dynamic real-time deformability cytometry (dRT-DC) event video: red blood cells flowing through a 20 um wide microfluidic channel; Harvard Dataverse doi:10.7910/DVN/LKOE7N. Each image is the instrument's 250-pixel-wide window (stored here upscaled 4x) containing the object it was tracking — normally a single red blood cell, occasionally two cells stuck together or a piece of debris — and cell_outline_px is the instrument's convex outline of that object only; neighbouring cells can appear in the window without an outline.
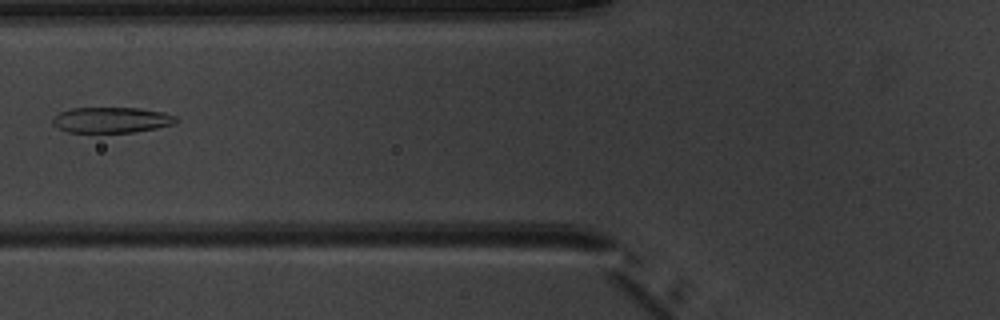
{"species": "common noctule bat (a hibernating species)", "species_latin": "Nyctalus noctula", "temperature_condition": "warm", "stored_images_in_passage": 7, "camera_frame_rate_fps": 3000, "um_per_image_px": 0.085, "animal": {"sex": "male", "body_mass_g": 20.1, "forearm_length_mm": 53.5}, "frame": {"image": 1, "passage_image": 6, "time_ms": 7.0, "image_size_px": [1000, 320], "cell_outline_px": [[176, 124], [156, 128], [132, 132], [68, 132], [52, 124], [52, 120], [60, 112], [72, 108], [140, 108], [164, 112], [176, 116]], "centroid_in_image_um": [9.5, 10.19], "position_along_channel_um": 116.3, "area_um2": 18.32}}
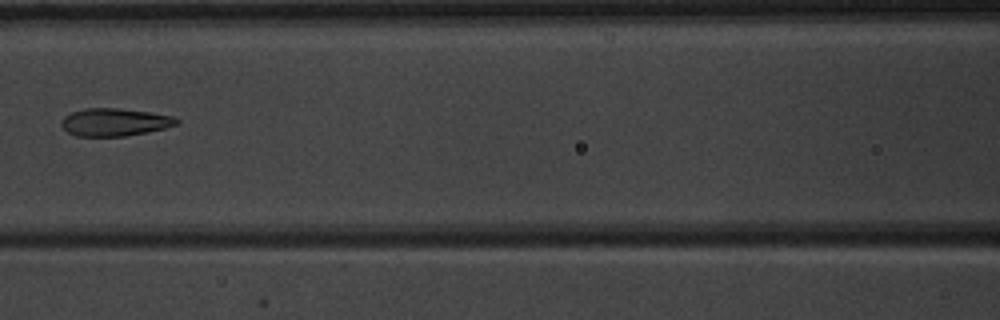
{"frame": {"image": 2, "passage_image": 7, "time_ms": 8.0, "image_size_px": [1000, 320], "cell_outline_px": [[180, 124], [148, 132], [124, 136], [76, 136], [68, 132], [60, 124], [60, 120], [64, 116], [72, 112], [84, 108], [116, 108], [152, 112], [172, 116], [180, 120]], "centroid_in_image_um": [9.75, 10.38], "position_along_channel_um": 156.8, "area_um2": 18.73}}